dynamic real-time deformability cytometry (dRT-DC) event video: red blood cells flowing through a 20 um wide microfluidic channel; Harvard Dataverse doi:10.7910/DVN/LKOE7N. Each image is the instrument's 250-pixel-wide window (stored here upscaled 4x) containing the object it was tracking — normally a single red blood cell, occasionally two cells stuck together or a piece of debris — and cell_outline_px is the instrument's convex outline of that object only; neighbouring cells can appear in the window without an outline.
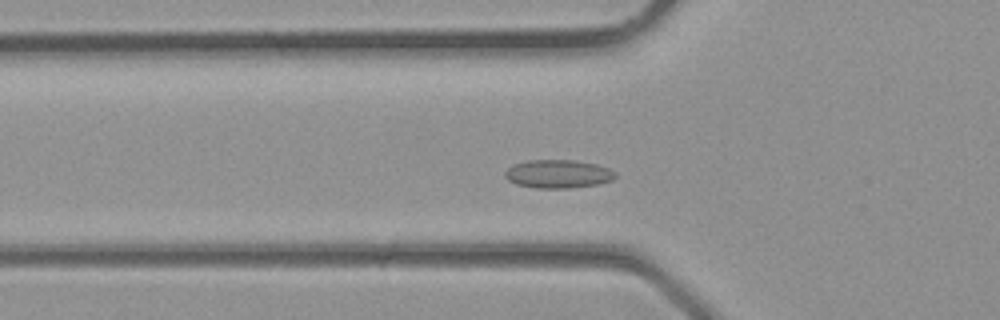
{"species": "common noctule bat (a hibernating species)", "species_latin": "Nyctalus noctula", "temperature_condition": "room temperature", "stored_images_in_passage": 34, "camera_frame_rate_fps": 3000, "um_per_image_px": 0.085, "animal": {"sex": "male", "body_mass_g": 23.1, "forearm_length_mm": 52.7}, "frame": {"image": 1, "passage_image": 10, "time_ms": 3.0, "image_size_px": [1000, 320], "cell_outline_px": [[616, 176], [612, 180], [600, 184], [568, 188], [536, 188], [516, 184], [508, 180], [504, 176], [504, 172], [512, 164], [528, 160], [572, 160], [596, 164], [608, 168], [616, 172]], "centroid_in_image_um": [47.42, 14.78], "position_along_channel_um": 78.4, "area_um2": 18.32}}
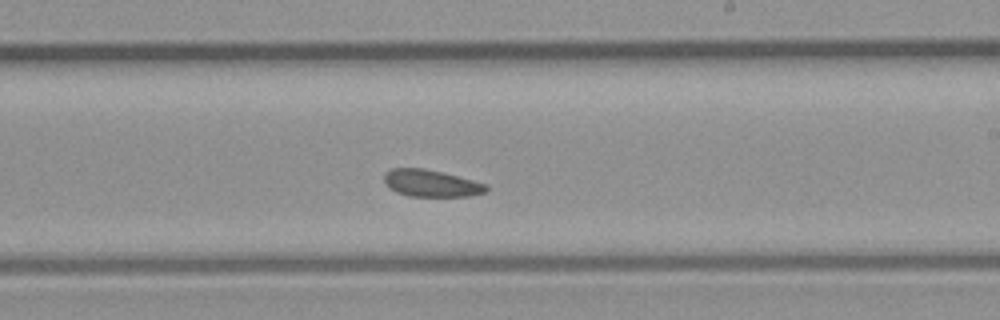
{"frame": {"image": 2, "passage_image": 19, "time_ms": 6.0, "image_size_px": [1000, 320], "cell_outline_px": [[488, 192], [468, 196], [408, 196], [396, 192], [384, 184], [384, 172], [392, 168], [424, 168], [488, 184]], "centroid_in_image_um": [36.63, 15.58], "position_along_channel_um": 252.4, "area_um2": 16.07}}
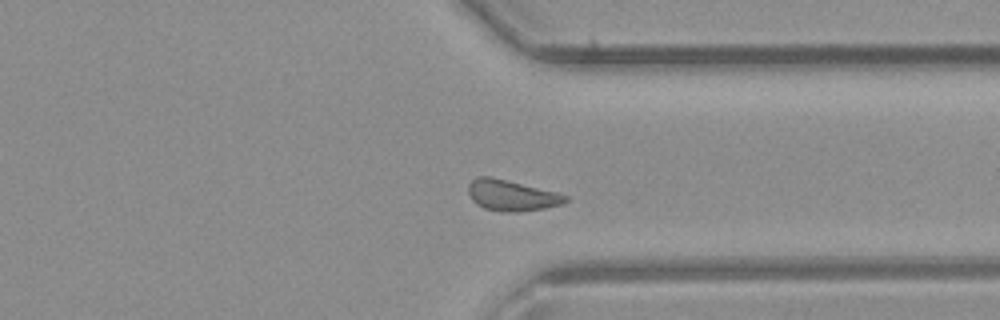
{"frame": {"image": 3, "passage_image": 25, "time_ms": 8.0, "image_size_px": [1000, 320], "cell_outline_px": [[568, 200], [560, 204], [544, 208], [516, 212], [500, 212], [484, 208], [476, 204], [472, 200], [468, 192], [468, 184], [476, 176], [488, 176], [556, 192], [568, 196]], "centroid_in_image_um": [43.43, 16.62], "position_along_channel_um": 368.0, "area_um2": 17.28}}